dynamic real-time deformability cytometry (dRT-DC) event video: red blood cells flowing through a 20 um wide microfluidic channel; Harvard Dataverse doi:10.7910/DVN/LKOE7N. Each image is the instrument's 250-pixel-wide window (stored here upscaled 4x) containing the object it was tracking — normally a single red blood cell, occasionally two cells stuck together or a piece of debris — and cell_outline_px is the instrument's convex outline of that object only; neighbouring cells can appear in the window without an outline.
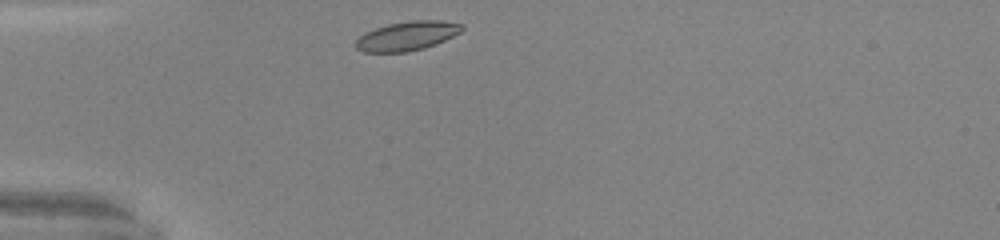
{"species": "common noctule bat (a hibernating species)", "species_latin": "Nyctalus noctula", "temperature_condition": "warm", "stored_images_in_passage": 5, "camera_frame_rate_fps": 3000, "um_per_image_px": 0.085, "animal": {"sex": "male", "body_mass_g": 20.0, "forearm_length_mm": 53.3}, "frame": {"image": 1, "passage_image": 1, "time_ms": 0.0, "image_size_px": [1000, 240], "cell_outline_px": [[464, 28], [460, 32], [436, 44], [424, 48], [408, 52], [364, 52], [356, 48], [356, 40], [364, 32], [388, 24], [412, 20], [440, 20], [464, 24]], "centroid_in_image_um": [34.61, 3.05], "position_along_channel_um": 50.4, "area_um2": 18.03}}